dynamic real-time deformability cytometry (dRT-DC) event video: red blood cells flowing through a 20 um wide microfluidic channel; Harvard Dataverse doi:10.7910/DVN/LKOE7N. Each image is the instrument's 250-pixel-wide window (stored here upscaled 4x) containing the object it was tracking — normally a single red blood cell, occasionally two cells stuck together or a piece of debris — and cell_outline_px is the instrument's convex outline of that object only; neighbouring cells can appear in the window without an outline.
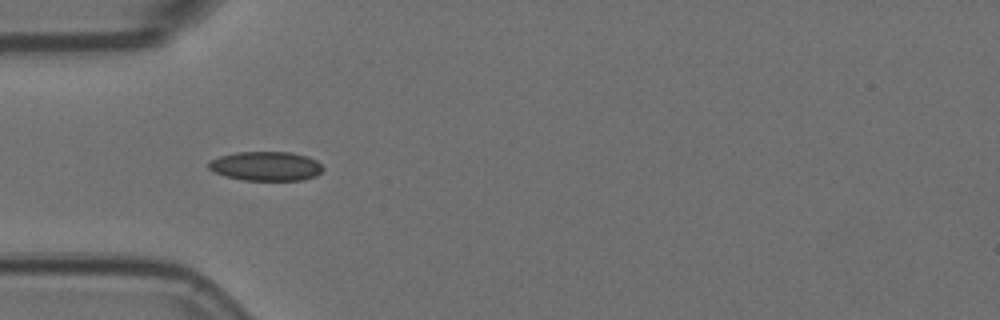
{"species": "Egyptian fruit bat (a non-hibernating species)", "species_latin": "Rousettus aegyptiacus", "temperature_condition": "room temperature", "stored_images_in_passage": 45, "camera_frame_rate_fps": 3000, "um_per_image_px": 0.085, "animal": {"sex": "female"}, "frame": {"image": 1, "passage_image": 7, "time_ms": 2.0, "image_size_px": [1000, 320], "cell_outline_px": [[324, 168], [316, 176], [304, 180], [244, 180], [224, 176], [208, 168], [208, 160], [220, 156], [236, 152], [292, 152], [316, 160]], "centroid_in_image_um": [22.59, 14.12], "position_along_channel_um": 62.4, "area_um2": 19.48}}
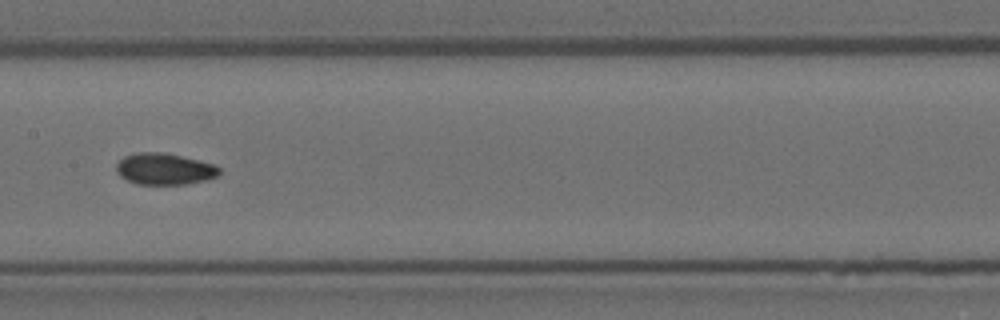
{"frame": {"image": 2, "passage_image": 18, "time_ms": 5.667, "image_size_px": [1000, 320], "cell_outline_px": [[220, 172], [216, 176], [208, 180], [184, 184], [136, 184], [120, 176], [116, 172], [116, 164], [124, 156], [136, 152], [164, 152], [216, 164], [220, 168]], "centroid_in_image_um": [13.98, 14.35], "position_along_channel_um": 193.4, "area_um2": 19.02}}
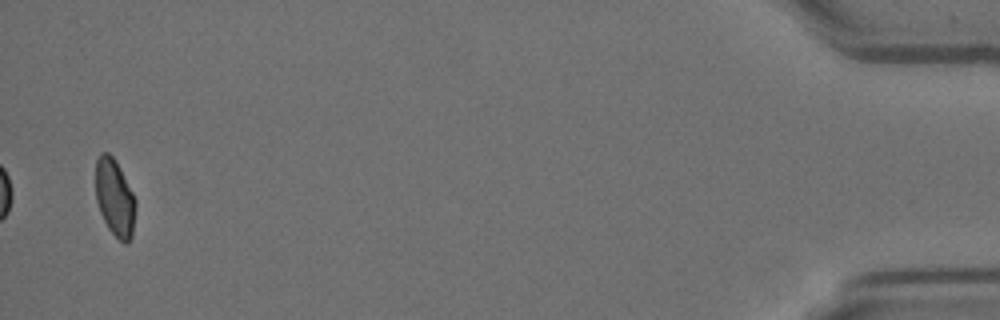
{"frame": {"image": 3, "passage_image": 45, "time_ms": 14.667, "image_size_px": [1000, 320], "cell_outline_px": [[136, 208], [132, 236], [128, 244], [124, 244], [108, 228], [100, 212], [96, 200], [96, 160], [100, 152], [108, 152], [116, 160], [136, 200]], "centroid_in_image_um": [9.76, 16.81], "position_along_channel_um": 425.4, "area_um2": 18.03}, "authors_computed_cell_mechanics": {"area_um2": 18.785, "velocity_mm_per_s": 3.5755, "shape_relaxation_time_tau1_ms": 7.096, "shape_relaxation_time_tau2_ms": 2.9425, "deformation_change_tau1": 0.1277, "deformation_change_tau2": 0.0658}}